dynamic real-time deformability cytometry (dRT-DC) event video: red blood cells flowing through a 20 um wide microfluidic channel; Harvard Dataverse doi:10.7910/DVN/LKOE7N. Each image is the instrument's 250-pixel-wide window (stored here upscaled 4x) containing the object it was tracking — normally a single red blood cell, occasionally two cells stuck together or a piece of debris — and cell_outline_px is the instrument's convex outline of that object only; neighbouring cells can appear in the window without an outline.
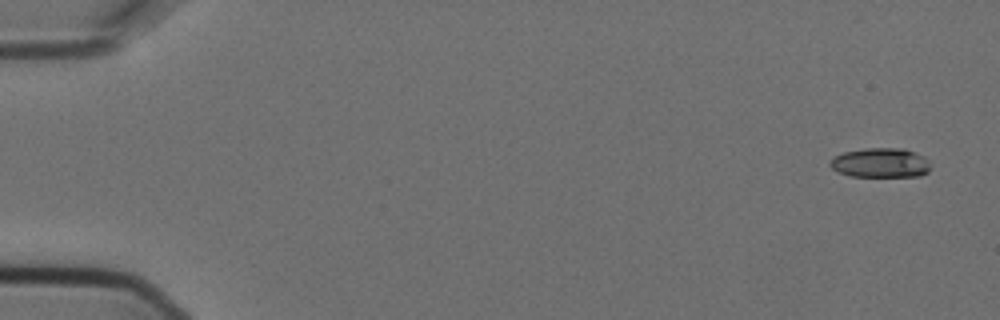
{"species": "Egyptian fruit bat (a non-hibernating species)", "species_latin": "Rousettus aegyptiacus", "temperature_condition": "cold", "stored_images_in_passage": 3, "camera_frame_rate_fps": 3000, "um_per_image_px": 0.085, "animal": {"sex": "female"}, "frame": {"image": 1, "passage_image": 1, "time_ms": 0.0, "image_size_px": [1000, 320], "cell_outline_px": [[932, 168], [928, 172], [920, 176], [848, 176], [832, 168], [828, 164], [836, 156], [844, 152], [864, 148], [904, 148], [916, 152], [924, 156], [928, 160]], "centroid_in_image_um": [74.9, 13.83], "position_along_channel_um": 10.1, "area_um2": 17.4}}